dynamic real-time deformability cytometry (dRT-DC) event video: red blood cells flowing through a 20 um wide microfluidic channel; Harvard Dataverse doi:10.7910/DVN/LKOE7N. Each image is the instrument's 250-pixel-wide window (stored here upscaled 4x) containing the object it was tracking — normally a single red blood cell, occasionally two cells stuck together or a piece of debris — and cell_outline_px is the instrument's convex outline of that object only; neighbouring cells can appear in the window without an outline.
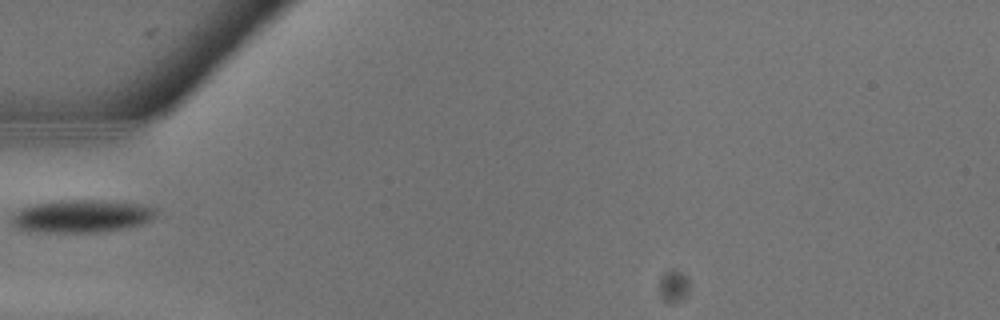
{"species": "common noctule bat (a hibernating species)", "species_latin": "Nyctalus noctula", "temperature_condition": "warm", "stored_images_in_passage": 5, "camera_frame_rate_fps": 3000, "um_per_image_px": 0.085, "animal": {"sex": "male", "body_mass_g": 13.3}, "frame": {"image": 1, "passage_image": 1, "time_ms": 0.0, "image_size_px": [1000, 320], "cell_outline_px": [[156, 212], [148, 220], [140, 224], [120, 228], [92, 232], [56, 232], [20, 228], [12, 224], [12, 216], [20, 208], [36, 204], [60, 200], [104, 200], [144, 204], [156, 208]], "centroid_in_image_um": [6.95, 18.34], "position_along_channel_um": 78.0, "area_um2": 26.82}}
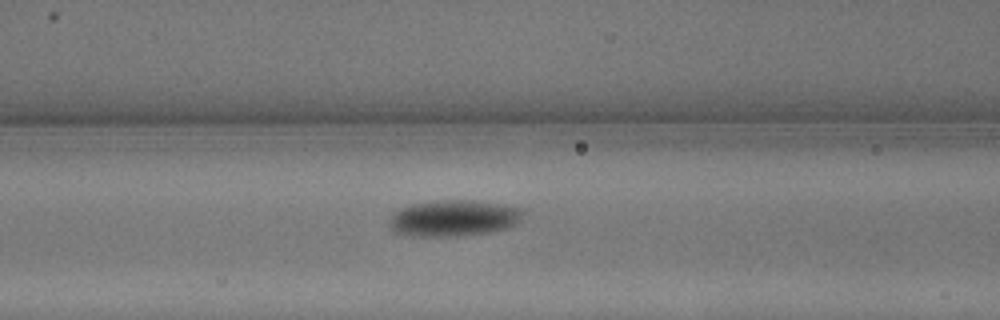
{"frame": {"image": 2, "passage_image": 3, "time_ms": 0.667, "image_size_px": [1000, 320], "cell_outline_px": [[524, 212], [508, 228], [492, 232], [456, 236], [404, 236], [392, 232], [388, 224], [392, 216], [400, 208], [412, 204], [448, 200], [468, 200], [504, 204], [520, 208]], "centroid_in_image_um": [38.5, 18.56], "position_along_channel_um": 128.1, "area_um2": 28.09}}
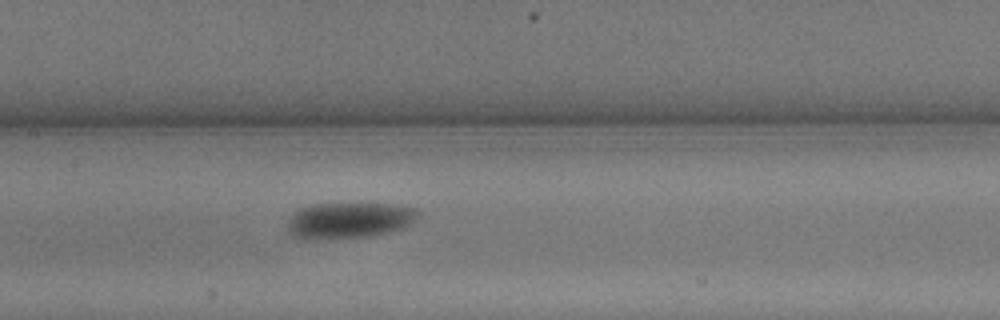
{"frame": {"image": 3, "passage_image": 5, "time_ms": 1.333, "image_size_px": [1000, 320], "cell_outline_px": [[416, 220], [404, 228], [388, 232], [368, 236], [320, 240], [316, 240], [292, 236], [288, 228], [288, 220], [300, 208], [316, 204], [392, 204], [416, 208]], "centroid_in_image_um": [29.67, 18.74], "position_along_channel_um": 177.7, "area_um2": 27.17}}